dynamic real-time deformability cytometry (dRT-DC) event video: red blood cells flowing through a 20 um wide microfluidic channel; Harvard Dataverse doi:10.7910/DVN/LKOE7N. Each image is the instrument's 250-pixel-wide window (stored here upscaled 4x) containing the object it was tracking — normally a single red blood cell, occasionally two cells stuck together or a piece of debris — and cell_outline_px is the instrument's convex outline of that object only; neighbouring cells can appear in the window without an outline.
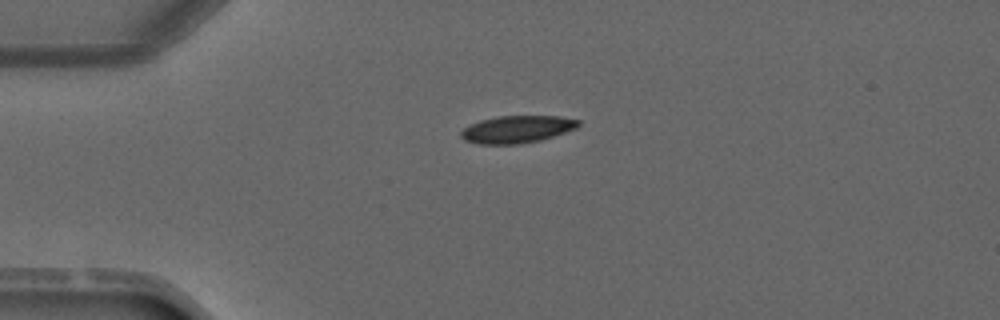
{"species": "common noctule bat (a hibernating species)", "species_latin": "Nyctalus noctula", "temperature_condition": "warm", "stored_images_in_passage": 4, "camera_frame_rate_fps": 3000, "um_per_image_px": 0.085, "animal": {"sex": "male", "forearm_length_mm": 52.5}, "frame": {"image": 1, "passage_image": 4, "time_ms": 4.667, "image_size_px": [1000, 320], "cell_outline_px": [[580, 124], [576, 128], [540, 140], [520, 144], [476, 144], [464, 140], [460, 136], [460, 132], [464, 128], [480, 120], [496, 116], [560, 116], [580, 120]], "centroid_in_image_um": [43.92, 10.99], "position_along_channel_um": 41.1, "area_um2": 18.67}}